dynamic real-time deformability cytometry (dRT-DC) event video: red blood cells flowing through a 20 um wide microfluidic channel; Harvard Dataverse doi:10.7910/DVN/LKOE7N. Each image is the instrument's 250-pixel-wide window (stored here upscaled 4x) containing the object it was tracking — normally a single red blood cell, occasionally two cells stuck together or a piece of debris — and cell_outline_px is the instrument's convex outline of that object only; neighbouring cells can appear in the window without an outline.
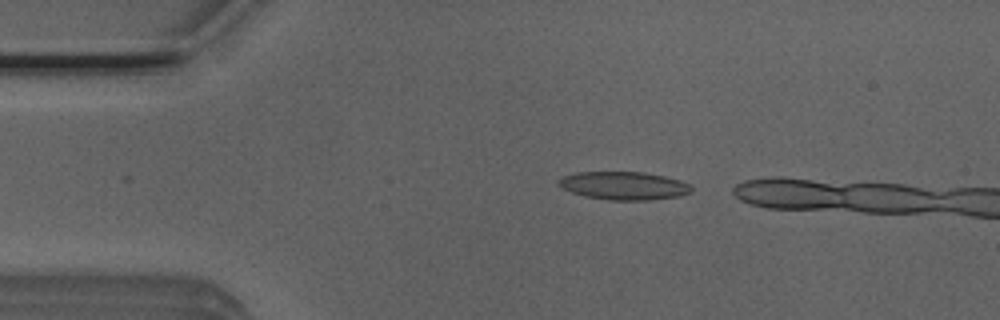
{"species": "Egyptian fruit bat (a non-hibernating species)", "species_latin": "Rousettus aegyptiacus", "temperature_condition": "room temperature", "stored_images_in_passage": 12, "camera_frame_rate_fps": 3000, "um_per_image_px": 0.085, "animal": {"sex": "male"}, "frame": {"image": 1, "passage_image": 3, "time_ms": 0.667, "image_size_px": [1000, 320], "cell_outline_px": [[692, 192], [680, 196], [648, 200], [608, 200], [584, 196], [572, 192], [556, 184], [556, 180], [564, 176], [576, 172], [644, 172], [664, 176], [680, 180], [692, 184]], "centroid_in_image_um": [53.04, 15.78], "position_along_channel_um": 32.0, "area_um2": 21.91}}